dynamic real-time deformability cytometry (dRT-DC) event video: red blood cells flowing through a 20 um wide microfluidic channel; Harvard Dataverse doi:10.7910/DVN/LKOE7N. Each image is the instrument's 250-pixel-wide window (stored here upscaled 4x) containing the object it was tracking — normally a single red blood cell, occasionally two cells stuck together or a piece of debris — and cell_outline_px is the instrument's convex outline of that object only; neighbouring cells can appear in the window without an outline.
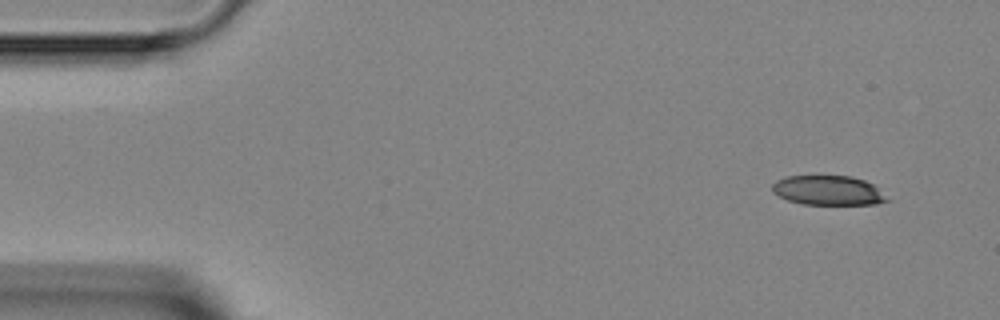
{"species": "Egyptian fruit bat (a non-hibernating species)", "species_latin": "Rousettus aegyptiacus", "temperature_condition": "room temperature", "stored_images_in_passage": 4, "camera_frame_rate_fps": 3000, "um_per_image_px": 0.085, "animal": {"sex": "female"}, "frame": {"image": 1, "passage_image": 1, "time_ms": 0.0, "image_size_px": [1000, 320], "cell_outline_px": [[892, 200], [876, 204], [804, 204], [788, 200], [772, 192], [772, 184], [776, 180], [788, 176], [852, 176], [864, 180], [872, 184]], "centroid_in_image_um": [70.41, 16.18], "position_along_channel_um": 14.6, "area_um2": 19.71}}
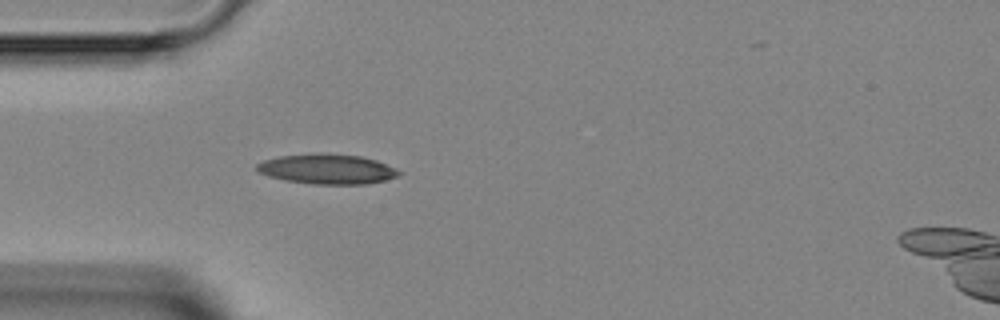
{"frame": {"image": 2, "passage_image": 4, "time_ms": 3.333, "image_size_px": [1000, 320], "cell_outline_px": [[404, 172], [400, 176], [368, 184], [312, 184], [284, 180], [268, 176], [256, 172], [256, 164], [264, 160], [280, 156], [316, 152], [320, 152], [360, 156], [376, 160], [396, 168]], "centroid_in_image_um": [27.81, 14.36], "position_along_channel_um": 57.2, "area_um2": 25.2}}